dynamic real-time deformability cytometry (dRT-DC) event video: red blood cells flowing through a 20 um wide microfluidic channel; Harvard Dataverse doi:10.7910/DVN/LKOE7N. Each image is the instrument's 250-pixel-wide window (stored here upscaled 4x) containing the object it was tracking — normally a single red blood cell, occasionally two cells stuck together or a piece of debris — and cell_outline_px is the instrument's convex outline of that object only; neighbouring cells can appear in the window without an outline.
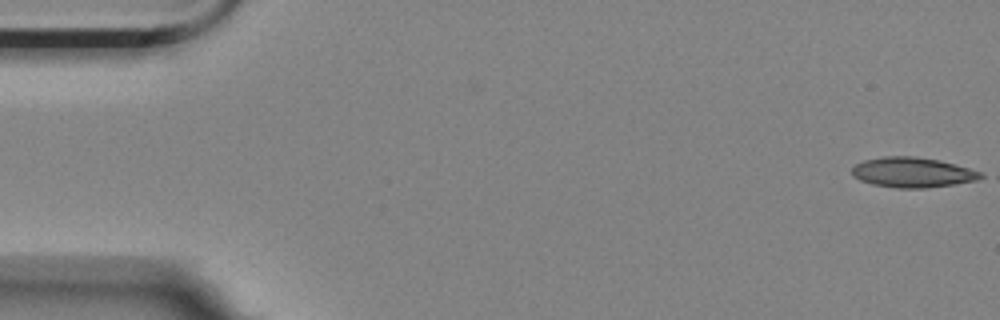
{"species": "Egyptian fruit bat (a non-hibernating species)", "species_latin": "Rousettus aegyptiacus", "temperature_condition": "room temperature", "stored_images_in_passage": 8, "camera_frame_rate_fps": 3000, "um_per_image_px": 0.085, "animal": {"sex": "female"}, "frame": {"image": 1, "passage_image": 1, "time_ms": 0.0, "image_size_px": [1000, 320], "cell_outline_px": [[984, 176], [976, 180], [952, 184], [924, 188], [896, 188], [872, 184], [860, 180], [852, 176], [852, 168], [856, 164], [864, 160], [884, 156], [916, 156], [936, 160], [984, 172]], "centroid_in_image_um": [77.53, 14.65], "position_along_channel_um": 7.5, "area_um2": 22.37}}